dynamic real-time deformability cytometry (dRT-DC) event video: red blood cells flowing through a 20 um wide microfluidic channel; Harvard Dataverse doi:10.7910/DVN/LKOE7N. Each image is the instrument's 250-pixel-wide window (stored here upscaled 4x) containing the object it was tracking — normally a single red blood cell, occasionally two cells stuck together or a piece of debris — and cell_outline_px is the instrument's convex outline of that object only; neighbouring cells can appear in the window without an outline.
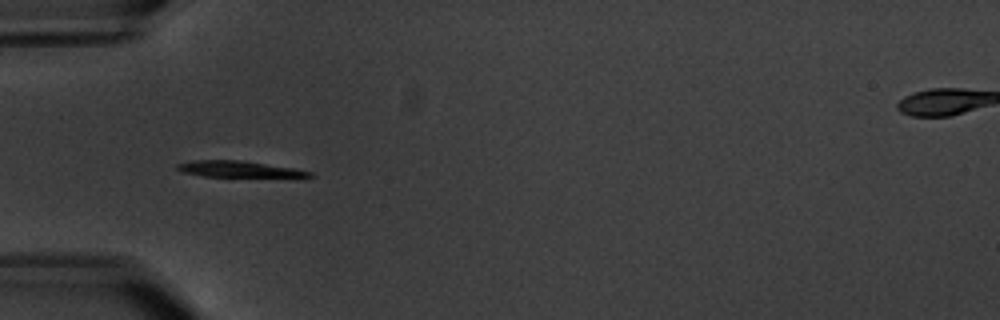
{"species": "common noctule bat (a hibernating species)", "species_latin": "Nyctalus noctula", "temperature_condition": "warm", "stored_images_in_passage": 5, "camera_frame_rate_fps": 3000, "um_per_image_px": 0.085, "animal": {"sex": "male", "body_mass_g": 20.1, "forearm_length_mm": 53.5}, "frame": {"image": 1, "passage_image": 4, "time_ms": 3.667, "image_size_px": [1000, 320], "cell_outline_px": [[316, 176], [204, 176], [180, 172], [176, 168], [176, 164], [192, 160], [240, 160], [292, 168], [312, 172]], "centroid_in_image_um": [20.17, 14.36], "position_along_channel_um": 64.8, "area_um2": 12.08}}